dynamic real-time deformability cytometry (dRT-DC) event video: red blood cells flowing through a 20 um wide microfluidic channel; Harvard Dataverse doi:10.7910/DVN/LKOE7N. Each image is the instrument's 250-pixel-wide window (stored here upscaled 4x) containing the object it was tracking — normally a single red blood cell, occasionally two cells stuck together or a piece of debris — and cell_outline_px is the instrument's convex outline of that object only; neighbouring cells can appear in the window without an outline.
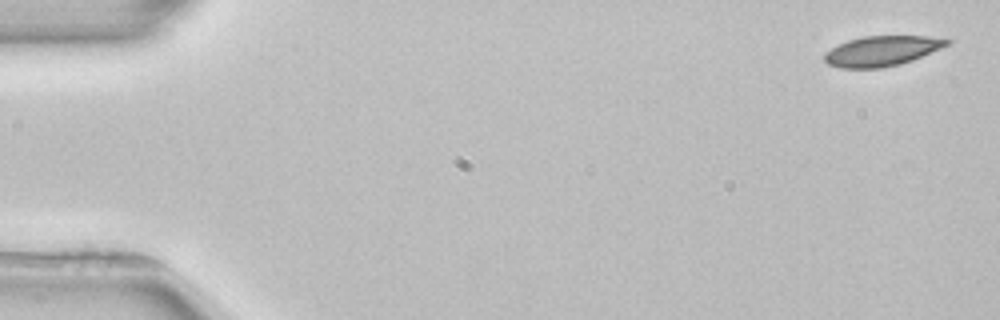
{"species": "common noctule bat (a hibernating species)", "species_latin": "Nyctalus noctula", "temperature_condition": "room temperature", "stored_images_in_passage": 4, "camera_frame_rate_fps": 3000, "um_per_image_px": 0.085, "animal": {"sex": "female", "body_mass_g": 22.7, "forearm_length_mm": 54.2}, "frame": {"image": 1, "passage_image": 1, "time_ms": 0.0, "image_size_px": [1000, 320], "cell_outline_px": [[952, 40], [948, 44], [940, 48], [912, 60], [900, 64], [880, 68], [840, 68], [828, 64], [824, 60], [824, 52], [848, 40], [864, 36], [928, 36]], "centroid_in_image_um": [74.92, 4.33], "position_along_channel_um": 10.1, "area_um2": 21.27}}
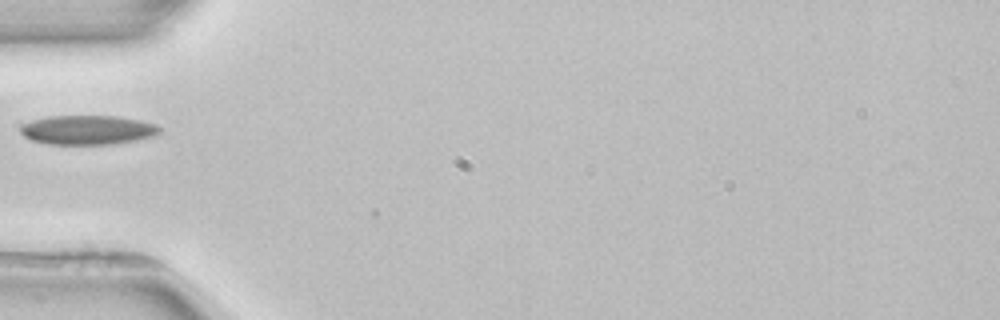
{"frame": {"image": 2, "passage_image": 4, "time_ms": 5.333, "image_size_px": [1000, 320], "cell_outline_px": [[160, 132], [156, 136], [136, 140], [108, 144], [48, 144], [32, 140], [24, 136], [20, 132], [20, 128], [24, 124], [32, 120], [48, 116], [116, 116], [156, 124], [160, 128]], "centroid_in_image_um": [7.44, 11.04], "position_along_channel_um": 77.6, "area_um2": 23.58}}